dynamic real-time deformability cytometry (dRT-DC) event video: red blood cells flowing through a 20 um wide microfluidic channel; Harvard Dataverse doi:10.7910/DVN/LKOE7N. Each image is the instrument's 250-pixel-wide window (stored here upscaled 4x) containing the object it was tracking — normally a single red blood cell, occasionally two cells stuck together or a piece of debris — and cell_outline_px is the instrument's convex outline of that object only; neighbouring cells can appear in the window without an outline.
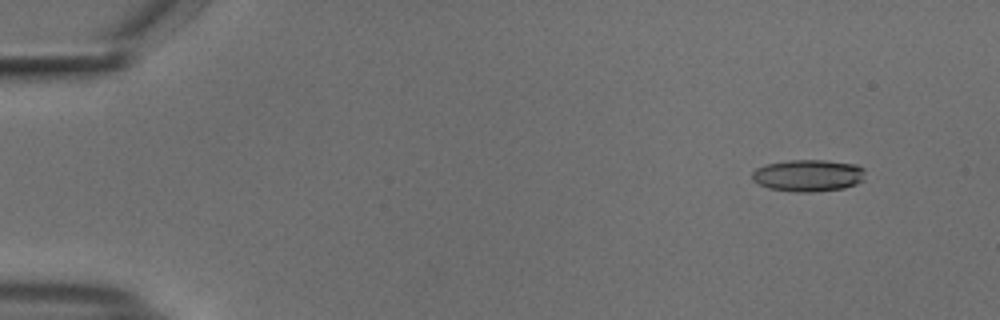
{"species": "common noctule bat (a hibernating species)", "species_latin": "Nyctalus noctula", "temperature_condition": "cold", "stored_images_in_passage": 19, "camera_frame_rate_fps": 3000, "um_per_image_px": 0.085, "animal": {"sex": "male", "body_mass_g": 18.8}, "frame": {"image": 1, "passage_image": 6, "time_ms": 1.667, "image_size_px": [1000, 320], "cell_outline_px": [[864, 180], [856, 184], [844, 188], [812, 192], [796, 192], [768, 188], [752, 180], [752, 172], [756, 168], [764, 164], [788, 160], [828, 160], [856, 164], [864, 168]], "centroid_in_image_um": [68.7, 14.91], "position_along_channel_um": 16.3, "area_um2": 21.27}}